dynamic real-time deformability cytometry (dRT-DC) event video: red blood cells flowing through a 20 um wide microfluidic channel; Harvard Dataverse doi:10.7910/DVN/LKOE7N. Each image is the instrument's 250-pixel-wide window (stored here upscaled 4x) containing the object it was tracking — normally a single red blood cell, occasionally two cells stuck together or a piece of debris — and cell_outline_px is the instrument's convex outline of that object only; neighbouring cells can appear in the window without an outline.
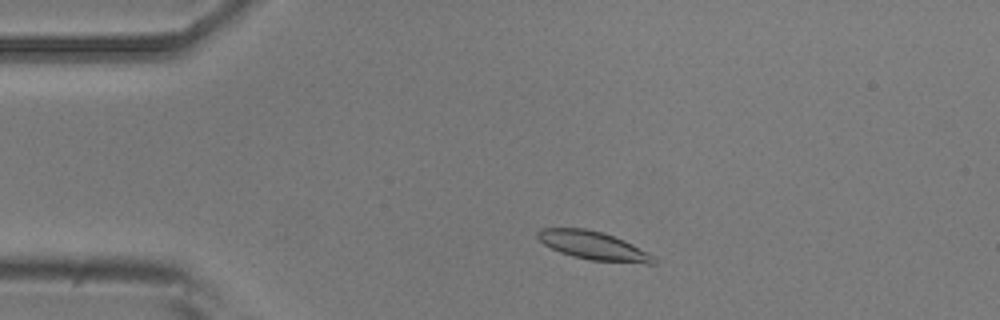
{"species": "common noctule bat (a hibernating species)", "species_latin": "Nyctalus noctula", "temperature_condition": "room temperature", "stored_images_in_passage": 11, "camera_frame_rate_fps": 3000, "um_per_image_px": 0.085, "animal": {"sex": "male", "body_mass_g": 20.5, "forearm_length_mm": 52.5}, "frame": {"image": 1, "passage_image": 2, "time_ms": 1.333, "image_size_px": [1000, 320], "cell_outline_px": [[656, 264], [648, 264], [588, 260], [572, 256], [560, 252], [544, 244], [536, 236], [536, 232], [540, 228], [584, 228], [604, 232], [624, 240], [632, 244], [652, 256], [656, 260]], "centroid_in_image_um": [50.41, 20.87], "position_along_channel_um": 34.6, "area_um2": 19.19}}
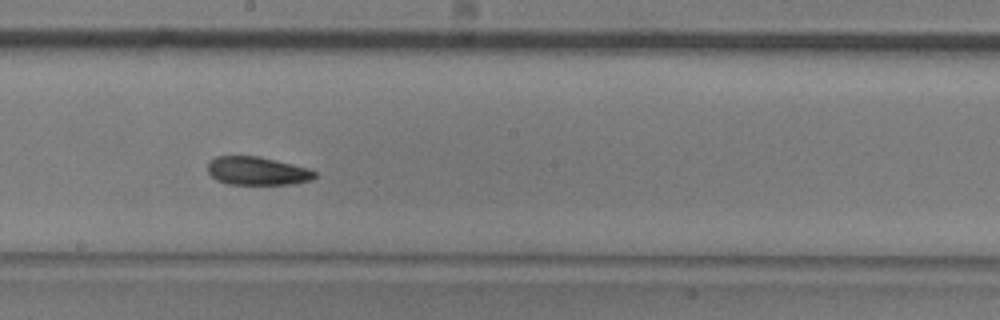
{"frame": {"image": 2, "passage_image": 7, "time_ms": 7.667, "image_size_px": [1000, 320], "cell_outline_px": [[316, 176], [308, 180], [292, 184], [228, 184], [216, 180], [208, 172], [208, 164], [216, 156], [260, 156], [308, 168], [316, 172]], "centroid_in_image_um": [21.85, 14.53], "position_along_channel_um": 226.4, "area_um2": 17.51}}
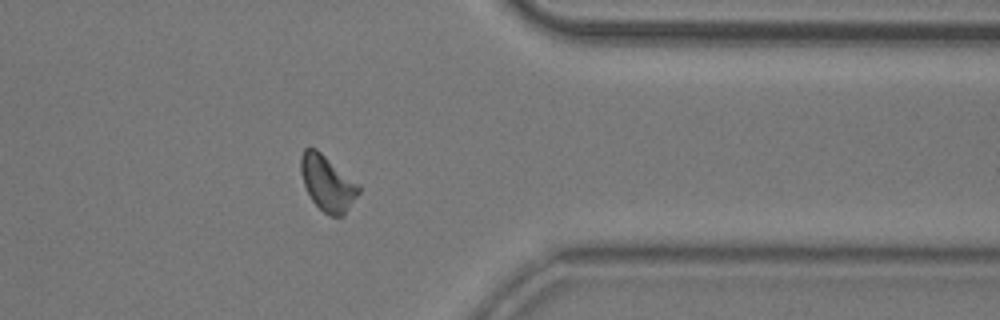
{"frame": {"image": 3, "passage_image": 11, "time_ms": 12.333, "image_size_px": [1000, 320], "cell_outline_px": [[360, 192], [344, 216], [332, 216], [324, 212], [312, 200], [304, 184], [300, 168], [300, 156], [304, 148], [316, 148], [360, 184]], "centroid_in_image_um": [27.85, 15.56], "position_along_channel_um": 383.5, "area_um2": 18.73}, "authors_computed_cell_mechanics": {"area_um2": 18.3226, "velocity_mm_per_s": 3.6257, "shape_relaxation_time_tau1_ms": 2.1681, "shape_relaxation_time_tau2_ms": 1.5649, "deformation_change_tau1": 0.0625, "deformation_change_tau2": 0.0653}}